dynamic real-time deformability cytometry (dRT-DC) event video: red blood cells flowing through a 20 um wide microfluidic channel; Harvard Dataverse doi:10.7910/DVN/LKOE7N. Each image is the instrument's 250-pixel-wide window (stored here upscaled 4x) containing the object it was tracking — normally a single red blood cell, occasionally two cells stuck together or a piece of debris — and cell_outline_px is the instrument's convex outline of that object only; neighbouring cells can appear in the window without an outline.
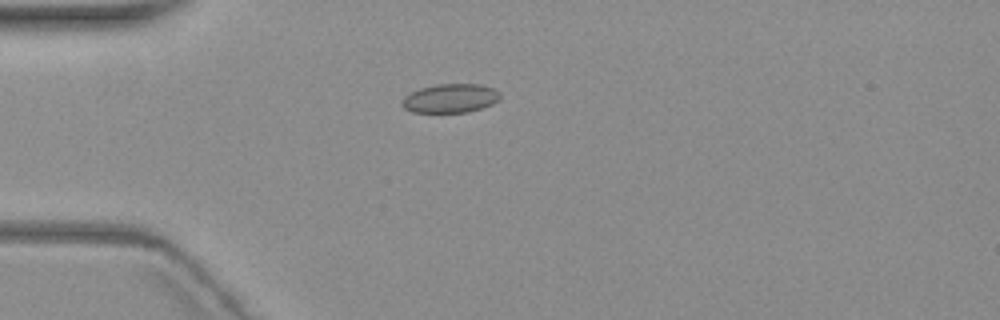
{"species": "common noctule bat (a hibernating species)", "species_latin": "Nyctalus noctula", "temperature_condition": "warm", "stored_images_in_passage": 5, "camera_frame_rate_fps": 3000, "um_per_image_px": 0.085, "animal": {"sex": "female", "body_mass_g": 19.3, "forearm_length_mm": 54.1}, "frame": {"image": 1, "passage_image": 4, "time_ms": 4.667, "image_size_px": [1000, 320], "cell_outline_px": [[500, 100], [492, 104], [468, 112], [412, 112], [404, 108], [400, 104], [404, 96], [420, 88], [436, 84], [480, 84], [492, 88], [500, 92]], "centroid_in_image_um": [38.27, 8.35], "position_along_channel_um": 46.7, "area_um2": 16.53}}